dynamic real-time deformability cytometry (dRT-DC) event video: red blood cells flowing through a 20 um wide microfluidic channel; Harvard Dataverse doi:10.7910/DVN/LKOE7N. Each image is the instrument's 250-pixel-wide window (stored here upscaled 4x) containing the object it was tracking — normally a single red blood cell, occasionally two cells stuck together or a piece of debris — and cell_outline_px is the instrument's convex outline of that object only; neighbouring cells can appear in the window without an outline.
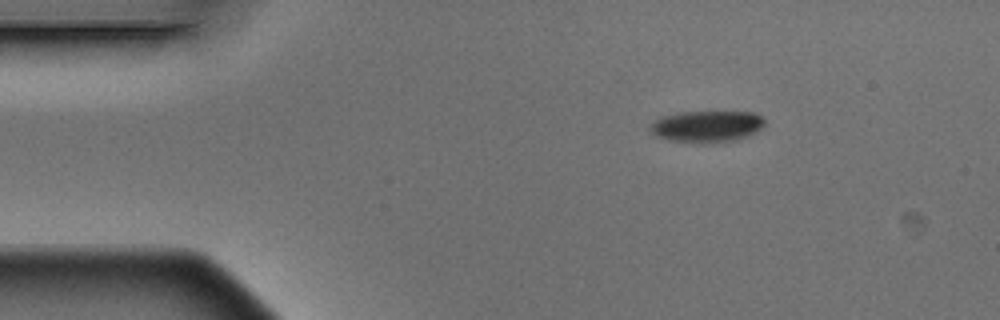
{"species": "Egyptian fruit bat (a non-hibernating species)", "species_latin": "Rousettus aegyptiacus", "temperature_condition": "warm", "stored_images_in_passage": 2, "camera_frame_rate_fps": 3000, "um_per_image_px": 0.085, "animal": {"sex": "male"}, "frame": {"image": 1, "passage_image": 1, "time_ms": 0.0, "image_size_px": [1000, 320], "cell_outline_px": [[764, 124], [756, 132], [748, 136], [736, 140], [704, 144], [668, 140], [656, 136], [652, 132], [652, 124], [656, 120], [664, 116], [680, 112], [756, 112], [764, 120]], "centroid_in_image_um": [60.11, 10.76], "position_along_channel_um": 24.9, "area_um2": 20.98}}